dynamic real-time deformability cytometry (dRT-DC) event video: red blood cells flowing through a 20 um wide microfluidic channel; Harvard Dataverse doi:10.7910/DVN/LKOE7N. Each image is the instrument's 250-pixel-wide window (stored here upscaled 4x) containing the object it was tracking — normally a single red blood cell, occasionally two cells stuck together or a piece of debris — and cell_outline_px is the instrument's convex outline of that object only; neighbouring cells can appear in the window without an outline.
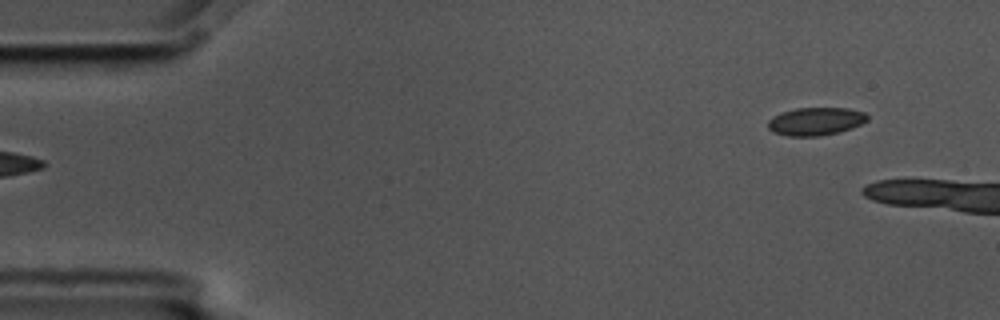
{"species": "common noctule bat (a hibernating species)", "species_latin": "Nyctalus noctula", "temperature_condition": "cold", "stored_images_in_passage": 2, "camera_frame_rate_fps": 3000, "um_per_image_px": 0.085, "animal": {"sex": "male", "body_mass_g": 17.5, "forearm_length_mm": 52.3}, "frame": {"image": 1, "passage_image": 1, "time_ms": 0.0, "image_size_px": [1000, 320], "cell_outline_px": [[868, 120], [852, 128], [840, 132], [820, 136], [788, 136], [772, 132], [768, 128], [768, 120], [772, 116], [796, 108], [848, 108], [864, 112], [868, 116]], "centroid_in_image_um": [69.33, 10.32], "position_along_channel_um": 15.7, "area_um2": 16.24}}